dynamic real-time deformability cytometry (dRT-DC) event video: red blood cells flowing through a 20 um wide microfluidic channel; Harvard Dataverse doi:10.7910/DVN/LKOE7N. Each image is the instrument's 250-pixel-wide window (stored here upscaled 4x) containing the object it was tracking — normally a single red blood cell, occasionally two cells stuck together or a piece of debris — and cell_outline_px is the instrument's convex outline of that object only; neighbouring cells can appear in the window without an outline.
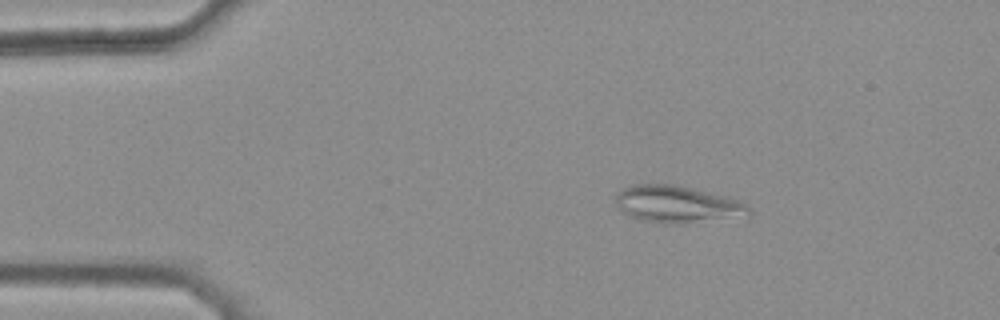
{"species": "common noctule bat (a hibernating species)", "species_latin": "Nyctalus noctula", "temperature_condition": "warm", "stored_images_in_passage": 44, "camera_frame_rate_fps": 3000, "um_per_image_px": 0.085, "animal": {"sex": "female", "body_mass_g": 25.1}, "frame": {"image": 1, "passage_image": 8, "time_ms": 2.333, "image_size_px": [1000, 320], "cell_outline_px": [[752, 216], [668, 224], [664, 224], [640, 220], [628, 216], [616, 204], [616, 196], [624, 188], [636, 184], [672, 184], [728, 196], [740, 200], [752, 208]], "centroid_in_image_um": [57.63, 17.37], "position_along_channel_um": 27.4, "area_um2": 28.78}}
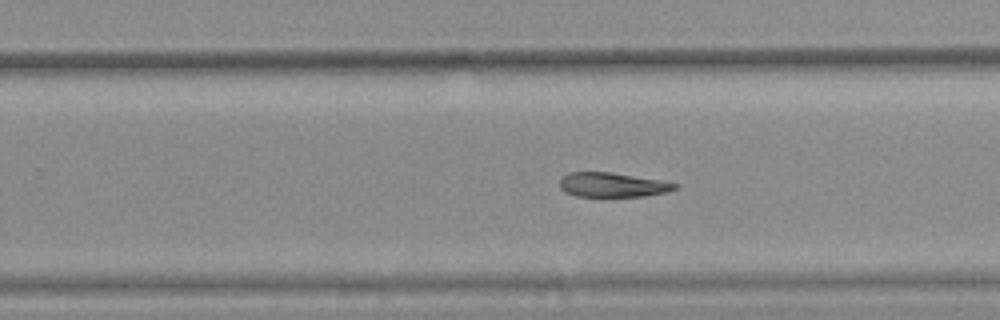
{"frame": {"image": 2, "passage_image": 32, "time_ms": 10.333, "image_size_px": [1000, 320], "cell_outline_px": [[680, 184], [676, 188], [668, 192], [644, 196], [576, 196], [564, 192], [560, 188], [560, 180], [568, 172], [612, 172], [660, 180]], "centroid_in_image_um": [52.06, 15.71], "position_along_channel_um": 277.7, "area_um2": 16.42}}
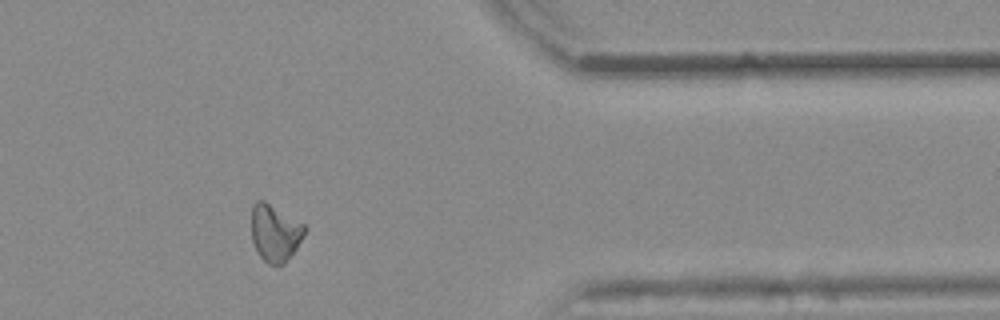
{"frame": {"image": 3, "passage_image": 42, "time_ms": 13.667, "image_size_px": [1000, 320], "cell_outline_px": [[308, 228], [296, 248], [284, 264], [268, 264], [260, 256], [252, 240], [252, 204], [256, 200], [264, 200], [304, 224]], "centroid_in_image_um": [23.37, 19.77], "position_along_channel_um": 388.0, "area_um2": 17.51}}